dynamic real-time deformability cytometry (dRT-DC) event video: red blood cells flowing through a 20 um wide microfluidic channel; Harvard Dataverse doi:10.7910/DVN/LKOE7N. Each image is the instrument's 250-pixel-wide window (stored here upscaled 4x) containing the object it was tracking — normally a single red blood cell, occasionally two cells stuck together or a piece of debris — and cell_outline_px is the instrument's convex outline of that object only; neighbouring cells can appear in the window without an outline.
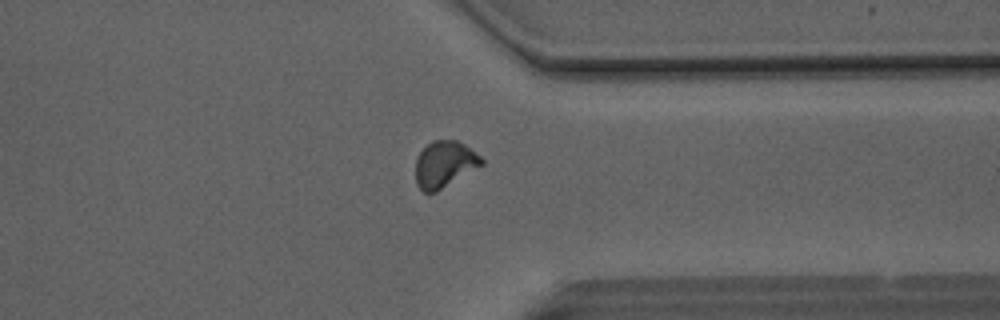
{"species": "Egyptian fruit bat (a non-hibernating species)", "species_latin": "Rousettus aegyptiacus", "temperature_condition": "room temperature", "stored_images_in_passage": 28, "camera_frame_rate_fps": 3000, "um_per_image_px": 0.085, "animal": {"sex": "male"}, "frame": {"image": 1, "passage_image": 24, "time_ms": 7.667, "image_size_px": [1000, 320], "cell_outline_px": [[484, 164], [436, 192], [424, 192], [416, 184], [416, 156], [432, 140], [456, 140], [464, 144], [480, 156], [484, 160]], "centroid_in_image_um": [37.78, 13.96], "position_along_channel_um": 373.6, "area_um2": 17.74}, "authors_computed_cell_mechanics": {"area_um2": 17.5423, "velocity_mm_per_s": 4.1228, "shape_relaxation_time_tau1_ms": 8.069, "shape_relaxation_time_tau2_ms": 1.83, "deformation_change_tau1": 0.1853, "deformation_change_tau2": 0.069}}